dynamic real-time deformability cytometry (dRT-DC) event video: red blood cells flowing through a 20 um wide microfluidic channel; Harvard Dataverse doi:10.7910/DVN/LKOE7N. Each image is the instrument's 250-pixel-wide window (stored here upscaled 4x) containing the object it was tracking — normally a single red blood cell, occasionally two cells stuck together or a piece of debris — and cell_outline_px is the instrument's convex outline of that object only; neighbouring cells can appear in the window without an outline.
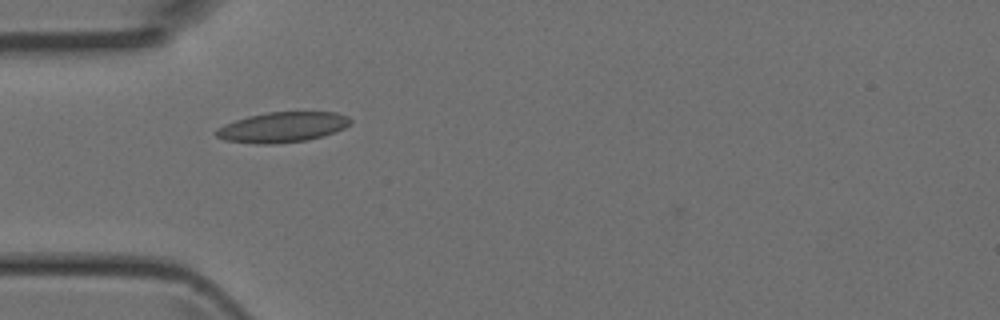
{"species": "Egyptian fruit bat (a non-hibernating species)", "species_latin": "Rousettus aegyptiacus", "temperature_condition": "room temperature", "stored_images_in_passage": 3, "camera_frame_rate_fps": 3000, "um_per_image_px": 0.085, "animal": {"sex": "female"}, "frame": {"image": 1, "passage_image": 2, "time_ms": 0.333, "image_size_px": [1000, 320], "cell_outline_px": [[352, 124], [344, 128], [308, 140], [272, 144], [256, 144], [224, 140], [216, 136], [216, 132], [224, 124], [248, 116], [268, 112], [336, 112], [348, 116], [352, 120]], "centroid_in_image_um": [24.03, 10.81], "position_along_channel_um": 61.0, "area_um2": 23.52}}
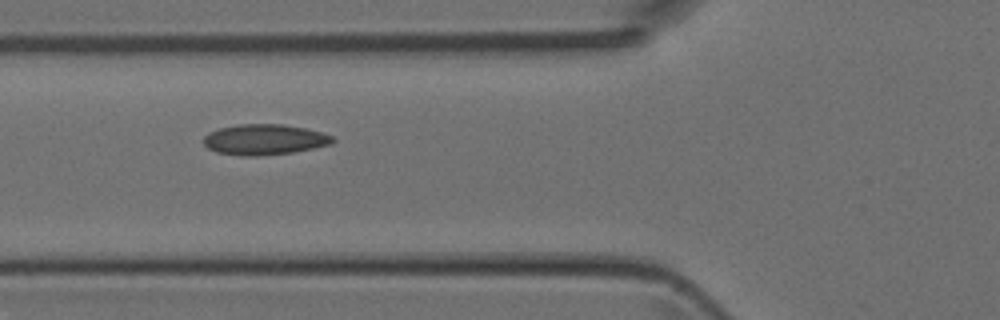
{"frame": {"image": 2, "passage_image": 3, "time_ms": 0.667, "image_size_px": [1000, 320], "cell_outline_px": [[336, 140], [332, 144], [292, 152], [256, 156], [240, 156], [216, 152], [208, 148], [204, 144], [204, 136], [208, 132], [220, 128], [240, 124], [280, 124], [304, 128], [320, 132], [332, 136]], "centroid_in_image_um": [22.45, 11.86], "position_along_channel_um": 103.3, "area_um2": 22.89}}